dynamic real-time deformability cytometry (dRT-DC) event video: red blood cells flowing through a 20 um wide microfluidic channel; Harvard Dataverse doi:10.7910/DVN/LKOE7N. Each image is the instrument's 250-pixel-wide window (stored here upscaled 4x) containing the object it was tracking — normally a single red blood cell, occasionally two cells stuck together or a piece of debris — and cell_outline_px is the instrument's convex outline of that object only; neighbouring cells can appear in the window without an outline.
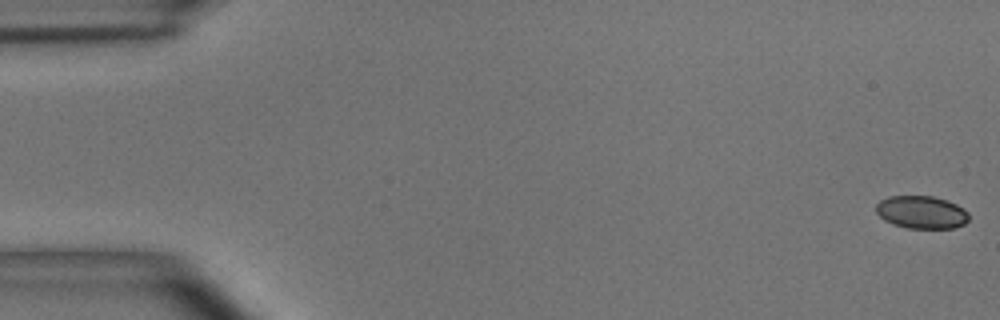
{"species": "common noctule bat (a hibernating species)", "species_latin": "Nyctalus noctula", "temperature_condition": "room temperature", "stored_images_in_passage": 56, "camera_frame_rate_fps": 3000, "um_per_image_px": 0.085, "animal": {"sex": "male", "body_mass_g": 15.6}, "frame": {"image": 1, "passage_image": 1, "time_ms": 0.0, "image_size_px": [1000, 320], "cell_outline_px": [[968, 220], [964, 224], [952, 228], [908, 228], [892, 224], [884, 220], [876, 212], [876, 204], [880, 200], [888, 196], [932, 196], [956, 204], [964, 208], [968, 212]], "centroid_in_image_um": [78.31, 18.04], "position_along_channel_um": 6.7, "area_um2": 17.69}}
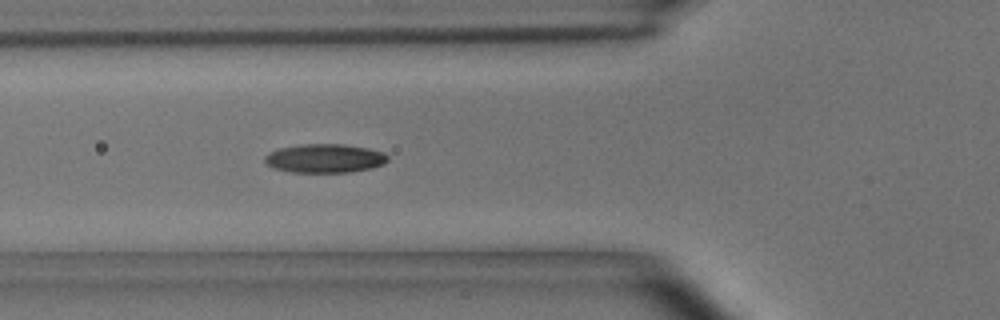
{"frame": {"image": 2, "passage_image": 20, "time_ms": 6.333, "image_size_px": [1000, 320], "cell_outline_px": [[388, 160], [384, 164], [372, 168], [348, 172], [292, 172], [276, 168], [268, 164], [264, 160], [264, 156], [268, 152], [280, 148], [300, 144], [344, 144], [368, 148], [384, 152], [388, 156]], "centroid_in_image_um": [27.63, 13.45], "position_along_channel_um": 98.2, "area_um2": 20.63}}
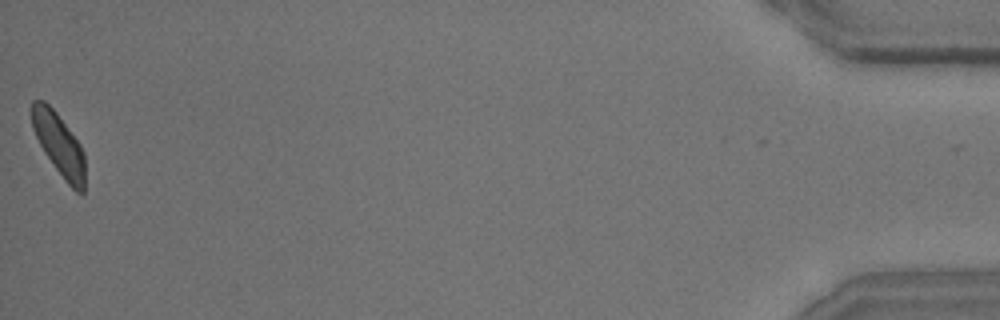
{"frame": {"image": 3, "passage_image": 55, "time_ms": 18.0, "image_size_px": [1000, 320], "cell_outline_px": [[84, 192], [76, 192], [64, 180], [44, 152], [32, 128], [28, 108], [32, 100], [44, 100], [56, 112], [80, 144], [84, 152]], "centroid_in_image_um": [4.96, 12.22], "position_along_channel_um": 430.2, "area_um2": 19.42}, "authors_computed_cell_mechanics": {"area_um2": 19.4208, "velocity_mm_per_s": 3.6643, "shape_relaxation_time_tau1_ms": 4.9849, "shape_relaxation_time_tau2_ms": 1.8864, "deformation_change_tau1": 0.1505, "deformation_change_tau2": 0.0638}}